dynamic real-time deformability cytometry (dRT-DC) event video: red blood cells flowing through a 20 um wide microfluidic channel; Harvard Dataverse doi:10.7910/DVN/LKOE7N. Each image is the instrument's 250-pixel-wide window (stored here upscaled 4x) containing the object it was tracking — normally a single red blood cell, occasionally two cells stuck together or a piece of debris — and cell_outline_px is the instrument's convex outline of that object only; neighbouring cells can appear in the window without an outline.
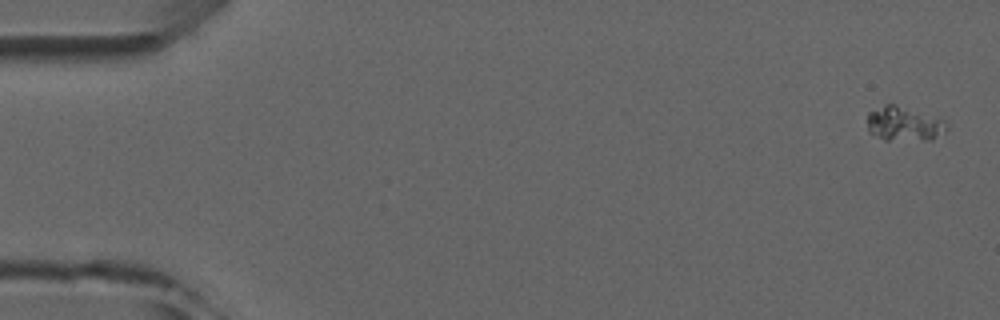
{"species": "common noctule bat (a hibernating species)", "species_latin": "Nyctalus noctula", "temperature_condition": "room temperature", "stored_images_in_passage": 5, "camera_frame_rate_fps": 3000, "um_per_image_px": 0.085, "animal": {"sex": "male", "forearm_length_mm": 52.5}, "frame": {"image": 1, "passage_image": 1, "time_ms": 0.0, "image_size_px": [1000, 320], "cell_outline_px": [[948, 128], [944, 132], [932, 140], [884, 140], [868, 132], [868, 112], [884, 104], [892, 104], [944, 120], [948, 124]], "centroid_in_image_um": [76.82, 10.55], "position_along_channel_um": 8.2, "area_um2": 15.72}}